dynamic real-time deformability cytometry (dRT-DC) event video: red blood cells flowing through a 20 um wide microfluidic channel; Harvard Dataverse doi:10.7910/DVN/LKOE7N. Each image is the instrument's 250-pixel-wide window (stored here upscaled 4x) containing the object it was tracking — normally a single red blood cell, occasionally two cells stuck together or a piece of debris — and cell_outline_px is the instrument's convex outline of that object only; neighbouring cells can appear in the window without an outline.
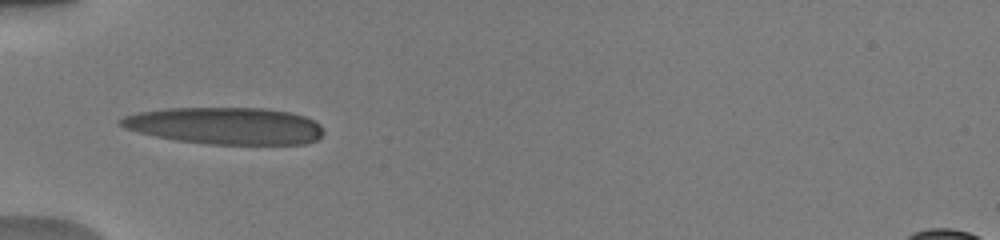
{"species": "human", "species_latin": "Homo sapiens", "temperature_condition": "warm", "stored_images_in_passage": 2, "camera_frame_rate_fps": 3000, "um_per_image_px": 0.085, "donor": {"sex": "male"}, "frame": {"image": 1, "passage_image": 1, "time_ms": 0.0, "image_size_px": [1000, 240], "cell_outline_px": [[324, 132], [316, 140], [304, 144], [208, 144], [176, 140], [156, 136], [124, 128], [120, 124], [120, 120], [124, 116], [136, 112], [168, 108], [264, 108], [292, 112], [304, 116], [320, 124]], "centroid_in_image_um": [19.17, 10.69], "position_along_channel_um": 65.8, "area_um2": 43.64}}